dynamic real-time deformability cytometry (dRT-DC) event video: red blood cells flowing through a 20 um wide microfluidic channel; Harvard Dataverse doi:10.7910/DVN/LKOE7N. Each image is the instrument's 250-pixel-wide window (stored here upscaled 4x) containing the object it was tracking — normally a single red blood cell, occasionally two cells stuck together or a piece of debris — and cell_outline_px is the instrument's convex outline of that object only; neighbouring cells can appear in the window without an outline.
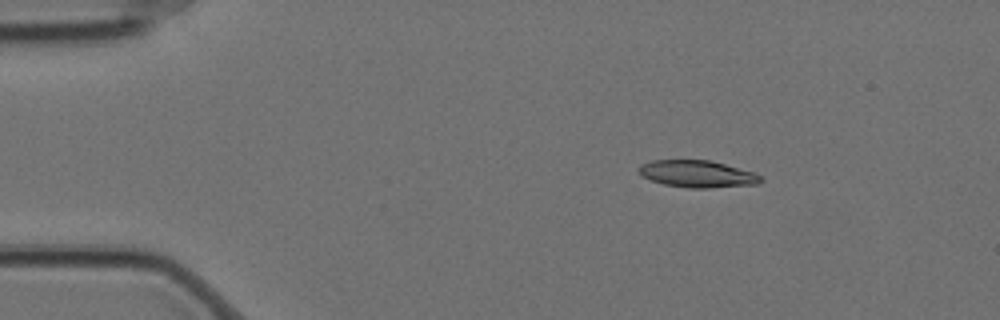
{"species": "Egyptian fruit bat (a non-hibernating species)", "species_latin": "Rousettus aegyptiacus", "temperature_condition": "cold", "stored_images_in_passage": 4, "camera_frame_rate_fps": 3000, "um_per_image_px": 0.085, "animal": {"sex": "female"}, "frame": {"image": 1, "passage_image": 2, "time_ms": 0.333, "image_size_px": [1000, 320], "cell_outline_px": [[764, 180], [760, 184], [708, 188], [688, 188], [664, 184], [640, 176], [640, 164], [652, 160], [708, 160], [756, 172]], "centroid_in_image_um": [59.31, 14.79], "position_along_channel_um": 25.7, "area_um2": 19.25}}